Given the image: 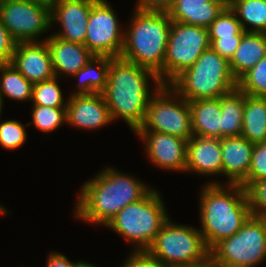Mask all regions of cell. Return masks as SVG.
<instances>
[{
    "instance_id": "obj_27",
    "label": "cell",
    "mask_w": 266,
    "mask_h": 267,
    "mask_svg": "<svg viewBox=\"0 0 266 267\" xmlns=\"http://www.w3.org/2000/svg\"><path fill=\"white\" fill-rule=\"evenodd\" d=\"M33 83L28 81L12 64L0 65V95L16 102L32 99Z\"/></svg>"
},
{
    "instance_id": "obj_23",
    "label": "cell",
    "mask_w": 266,
    "mask_h": 267,
    "mask_svg": "<svg viewBox=\"0 0 266 267\" xmlns=\"http://www.w3.org/2000/svg\"><path fill=\"white\" fill-rule=\"evenodd\" d=\"M110 60L108 56H94L89 60L72 76L78 82L75 83L77 89L71 95L102 93L108 82Z\"/></svg>"
},
{
    "instance_id": "obj_5",
    "label": "cell",
    "mask_w": 266,
    "mask_h": 267,
    "mask_svg": "<svg viewBox=\"0 0 266 267\" xmlns=\"http://www.w3.org/2000/svg\"><path fill=\"white\" fill-rule=\"evenodd\" d=\"M158 191L153 188L139 201L128 204L105 226L131 243L132 252H146L170 218Z\"/></svg>"
},
{
    "instance_id": "obj_8",
    "label": "cell",
    "mask_w": 266,
    "mask_h": 267,
    "mask_svg": "<svg viewBox=\"0 0 266 267\" xmlns=\"http://www.w3.org/2000/svg\"><path fill=\"white\" fill-rule=\"evenodd\" d=\"M266 261V220L251 215L231 237L210 250L213 267H259Z\"/></svg>"
},
{
    "instance_id": "obj_7",
    "label": "cell",
    "mask_w": 266,
    "mask_h": 267,
    "mask_svg": "<svg viewBox=\"0 0 266 267\" xmlns=\"http://www.w3.org/2000/svg\"><path fill=\"white\" fill-rule=\"evenodd\" d=\"M172 221L162 226L146 251L167 267H205L210 264V250L198 228Z\"/></svg>"
},
{
    "instance_id": "obj_21",
    "label": "cell",
    "mask_w": 266,
    "mask_h": 267,
    "mask_svg": "<svg viewBox=\"0 0 266 267\" xmlns=\"http://www.w3.org/2000/svg\"><path fill=\"white\" fill-rule=\"evenodd\" d=\"M188 102L193 134L199 137L220 139L221 97Z\"/></svg>"
},
{
    "instance_id": "obj_10",
    "label": "cell",
    "mask_w": 266,
    "mask_h": 267,
    "mask_svg": "<svg viewBox=\"0 0 266 267\" xmlns=\"http://www.w3.org/2000/svg\"><path fill=\"white\" fill-rule=\"evenodd\" d=\"M209 48L208 28L172 20L163 63V85H170Z\"/></svg>"
},
{
    "instance_id": "obj_6",
    "label": "cell",
    "mask_w": 266,
    "mask_h": 267,
    "mask_svg": "<svg viewBox=\"0 0 266 267\" xmlns=\"http://www.w3.org/2000/svg\"><path fill=\"white\" fill-rule=\"evenodd\" d=\"M170 86L187 101L214 99L237 88L229 61L211 47L181 73Z\"/></svg>"
},
{
    "instance_id": "obj_9",
    "label": "cell",
    "mask_w": 266,
    "mask_h": 267,
    "mask_svg": "<svg viewBox=\"0 0 266 267\" xmlns=\"http://www.w3.org/2000/svg\"><path fill=\"white\" fill-rule=\"evenodd\" d=\"M136 131L161 132L188 141L194 135L189 102L170 85H161L151 96L145 120Z\"/></svg>"
},
{
    "instance_id": "obj_28",
    "label": "cell",
    "mask_w": 266,
    "mask_h": 267,
    "mask_svg": "<svg viewBox=\"0 0 266 267\" xmlns=\"http://www.w3.org/2000/svg\"><path fill=\"white\" fill-rule=\"evenodd\" d=\"M59 77H53L52 79L36 82L33 84L32 89V105H41L52 108H66L68 103L67 99H64V91L59 83Z\"/></svg>"
},
{
    "instance_id": "obj_19",
    "label": "cell",
    "mask_w": 266,
    "mask_h": 267,
    "mask_svg": "<svg viewBox=\"0 0 266 267\" xmlns=\"http://www.w3.org/2000/svg\"><path fill=\"white\" fill-rule=\"evenodd\" d=\"M51 54L53 70L56 77L73 76L84 67L95 55L83 44L70 42L52 34L43 39Z\"/></svg>"
},
{
    "instance_id": "obj_29",
    "label": "cell",
    "mask_w": 266,
    "mask_h": 267,
    "mask_svg": "<svg viewBox=\"0 0 266 267\" xmlns=\"http://www.w3.org/2000/svg\"><path fill=\"white\" fill-rule=\"evenodd\" d=\"M31 111L32 121L25 125H34V127L38 131H41V133L43 132L48 135L58 130L64 123H67L66 108L32 105Z\"/></svg>"
},
{
    "instance_id": "obj_33",
    "label": "cell",
    "mask_w": 266,
    "mask_h": 267,
    "mask_svg": "<svg viewBox=\"0 0 266 267\" xmlns=\"http://www.w3.org/2000/svg\"><path fill=\"white\" fill-rule=\"evenodd\" d=\"M263 179H266V141L254 145L248 175L240 185L247 190L254 182Z\"/></svg>"
},
{
    "instance_id": "obj_3",
    "label": "cell",
    "mask_w": 266,
    "mask_h": 267,
    "mask_svg": "<svg viewBox=\"0 0 266 267\" xmlns=\"http://www.w3.org/2000/svg\"><path fill=\"white\" fill-rule=\"evenodd\" d=\"M199 219L204 242L211 250L234 235L252 215L247 190L240 184L212 180L200 189Z\"/></svg>"
},
{
    "instance_id": "obj_11",
    "label": "cell",
    "mask_w": 266,
    "mask_h": 267,
    "mask_svg": "<svg viewBox=\"0 0 266 267\" xmlns=\"http://www.w3.org/2000/svg\"><path fill=\"white\" fill-rule=\"evenodd\" d=\"M0 18L17 42L44 41L51 29L50 4L36 0H0Z\"/></svg>"
},
{
    "instance_id": "obj_42",
    "label": "cell",
    "mask_w": 266,
    "mask_h": 267,
    "mask_svg": "<svg viewBox=\"0 0 266 267\" xmlns=\"http://www.w3.org/2000/svg\"><path fill=\"white\" fill-rule=\"evenodd\" d=\"M7 212H9L8 209L0 204V215L6 214Z\"/></svg>"
},
{
    "instance_id": "obj_34",
    "label": "cell",
    "mask_w": 266,
    "mask_h": 267,
    "mask_svg": "<svg viewBox=\"0 0 266 267\" xmlns=\"http://www.w3.org/2000/svg\"><path fill=\"white\" fill-rule=\"evenodd\" d=\"M247 194L252 215L266 220V179L254 182Z\"/></svg>"
},
{
    "instance_id": "obj_36",
    "label": "cell",
    "mask_w": 266,
    "mask_h": 267,
    "mask_svg": "<svg viewBox=\"0 0 266 267\" xmlns=\"http://www.w3.org/2000/svg\"><path fill=\"white\" fill-rule=\"evenodd\" d=\"M17 41L11 36L0 18V65L12 61Z\"/></svg>"
},
{
    "instance_id": "obj_22",
    "label": "cell",
    "mask_w": 266,
    "mask_h": 267,
    "mask_svg": "<svg viewBox=\"0 0 266 267\" xmlns=\"http://www.w3.org/2000/svg\"><path fill=\"white\" fill-rule=\"evenodd\" d=\"M266 56V33L245 32L229 61L231 72L238 81Z\"/></svg>"
},
{
    "instance_id": "obj_32",
    "label": "cell",
    "mask_w": 266,
    "mask_h": 267,
    "mask_svg": "<svg viewBox=\"0 0 266 267\" xmlns=\"http://www.w3.org/2000/svg\"><path fill=\"white\" fill-rule=\"evenodd\" d=\"M26 126L17 120L0 122V147L5 150H16L27 140Z\"/></svg>"
},
{
    "instance_id": "obj_12",
    "label": "cell",
    "mask_w": 266,
    "mask_h": 267,
    "mask_svg": "<svg viewBox=\"0 0 266 267\" xmlns=\"http://www.w3.org/2000/svg\"><path fill=\"white\" fill-rule=\"evenodd\" d=\"M111 3L98 0L91 8L84 45L95 56L119 57L124 45V28Z\"/></svg>"
},
{
    "instance_id": "obj_13",
    "label": "cell",
    "mask_w": 266,
    "mask_h": 267,
    "mask_svg": "<svg viewBox=\"0 0 266 267\" xmlns=\"http://www.w3.org/2000/svg\"><path fill=\"white\" fill-rule=\"evenodd\" d=\"M145 145L148 161L163 170L185 172L188 141L170 134L152 131H135Z\"/></svg>"
},
{
    "instance_id": "obj_2",
    "label": "cell",
    "mask_w": 266,
    "mask_h": 267,
    "mask_svg": "<svg viewBox=\"0 0 266 267\" xmlns=\"http://www.w3.org/2000/svg\"><path fill=\"white\" fill-rule=\"evenodd\" d=\"M161 85L151 71L120 56L112 57L102 92L112 121L124 120L134 133L143 124L150 98Z\"/></svg>"
},
{
    "instance_id": "obj_20",
    "label": "cell",
    "mask_w": 266,
    "mask_h": 267,
    "mask_svg": "<svg viewBox=\"0 0 266 267\" xmlns=\"http://www.w3.org/2000/svg\"><path fill=\"white\" fill-rule=\"evenodd\" d=\"M230 1L173 0L167 11L173 21L209 28Z\"/></svg>"
},
{
    "instance_id": "obj_39",
    "label": "cell",
    "mask_w": 266,
    "mask_h": 267,
    "mask_svg": "<svg viewBox=\"0 0 266 267\" xmlns=\"http://www.w3.org/2000/svg\"><path fill=\"white\" fill-rule=\"evenodd\" d=\"M49 254L46 261V267H73L74 265L75 261H70L67 256L60 252L51 251Z\"/></svg>"
},
{
    "instance_id": "obj_14",
    "label": "cell",
    "mask_w": 266,
    "mask_h": 267,
    "mask_svg": "<svg viewBox=\"0 0 266 267\" xmlns=\"http://www.w3.org/2000/svg\"><path fill=\"white\" fill-rule=\"evenodd\" d=\"M97 1L52 0L50 3L51 29L54 24L60 25V30L53 32L52 35L84 45L90 11Z\"/></svg>"
},
{
    "instance_id": "obj_35",
    "label": "cell",
    "mask_w": 266,
    "mask_h": 267,
    "mask_svg": "<svg viewBox=\"0 0 266 267\" xmlns=\"http://www.w3.org/2000/svg\"><path fill=\"white\" fill-rule=\"evenodd\" d=\"M244 34L245 31L242 29L237 35H234L232 37L209 38L210 47L221 57L230 61L236 49L238 48Z\"/></svg>"
},
{
    "instance_id": "obj_41",
    "label": "cell",
    "mask_w": 266,
    "mask_h": 267,
    "mask_svg": "<svg viewBox=\"0 0 266 267\" xmlns=\"http://www.w3.org/2000/svg\"><path fill=\"white\" fill-rule=\"evenodd\" d=\"M4 100H3V98H2V96L0 95V118H1V115H2V109H3V107H4ZM1 121V120H0Z\"/></svg>"
},
{
    "instance_id": "obj_18",
    "label": "cell",
    "mask_w": 266,
    "mask_h": 267,
    "mask_svg": "<svg viewBox=\"0 0 266 267\" xmlns=\"http://www.w3.org/2000/svg\"><path fill=\"white\" fill-rule=\"evenodd\" d=\"M254 145L241 135L221 139L222 176L228 179L224 184H241L246 179Z\"/></svg>"
},
{
    "instance_id": "obj_24",
    "label": "cell",
    "mask_w": 266,
    "mask_h": 267,
    "mask_svg": "<svg viewBox=\"0 0 266 267\" xmlns=\"http://www.w3.org/2000/svg\"><path fill=\"white\" fill-rule=\"evenodd\" d=\"M241 136L254 144L266 141V97L245 94Z\"/></svg>"
},
{
    "instance_id": "obj_16",
    "label": "cell",
    "mask_w": 266,
    "mask_h": 267,
    "mask_svg": "<svg viewBox=\"0 0 266 267\" xmlns=\"http://www.w3.org/2000/svg\"><path fill=\"white\" fill-rule=\"evenodd\" d=\"M11 63L33 84L55 77L46 41L17 42Z\"/></svg>"
},
{
    "instance_id": "obj_38",
    "label": "cell",
    "mask_w": 266,
    "mask_h": 267,
    "mask_svg": "<svg viewBox=\"0 0 266 267\" xmlns=\"http://www.w3.org/2000/svg\"><path fill=\"white\" fill-rule=\"evenodd\" d=\"M173 0H137L136 10L167 12L172 6Z\"/></svg>"
},
{
    "instance_id": "obj_17",
    "label": "cell",
    "mask_w": 266,
    "mask_h": 267,
    "mask_svg": "<svg viewBox=\"0 0 266 267\" xmlns=\"http://www.w3.org/2000/svg\"><path fill=\"white\" fill-rule=\"evenodd\" d=\"M201 176L222 175L221 139L193 135L187 143V162L185 173Z\"/></svg>"
},
{
    "instance_id": "obj_15",
    "label": "cell",
    "mask_w": 266,
    "mask_h": 267,
    "mask_svg": "<svg viewBox=\"0 0 266 267\" xmlns=\"http://www.w3.org/2000/svg\"><path fill=\"white\" fill-rule=\"evenodd\" d=\"M66 120V124L85 130H97L113 122L102 93L70 94Z\"/></svg>"
},
{
    "instance_id": "obj_37",
    "label": "cell",
    "mask_w": 266,
    "mask_h": 267,
    "mask_svg": "<svg viewBox=\"0 0 266 267\" xmlns=\"http://www.w3.org/2000/svg\"><path fill=\"white\" fill-rule=\"evenodd\" d=\"M122 263L124 267H167L159 260L152 258L147 252L129 253Z\"/></svg>"
},
{
    "instance_id": "obj_31",
    "label": "cell",
    "mask_w": 266,
    "mask_h": 267,
    "mask_svg": "<svg viewBox=\"0 0 266 267\" xmlns=\"http://www.w3.org/2000/svg\"><path fill=\"white\" fill-rule=\"evenodd\" d=\"M208 30L209 38H227L237 35L242 27L235 12L228 5L211 23Z\"/></svg>"
},
{
    "instance_id": "obj_43",
    "label": "cell",
    "mask_w": 266,
    "mask_h": 267,
    "mask_svg": "<svg viewBox=\"0 0 266 267\" xmlns=\"http://www.w3.org/2000/svg\"><path fill=\"white\" fill-rule=\"evenodd\" d=\"M36 1H39V2H45V3L50 4L52 0H36Z\"/></svg>"
},
{
    "instance_id": "obj_30",
    "label": "cell",
    "mask_w": 266,
    "mask_h": 267,
    "mask_svg": "<svg viewBox=\"0 0 266 267\" xmlns=\"http://www.w3.org/2000/svg\"><path fill=\"white\" fill-rule=\"evenodd\" d=\"M237 88L248 96L266 97V56L237 81Z\"/></svg>"
},
{
    "instance_id": "obj_26",
    "label": "cell",
    "mask_w": 266,
    "mask_h": 267,
    "mask_svg": "<svg viewBox=\"0 0 266 267\" xmlns=\"http://www.w3.org/2000/svg\"><path fill=\"white\" fill-rule=\"evenodd\" d=\"M229 7L235 12L245 32L266 33L264 0H230Z\"/></svg>"
},
{
    "instance_id": "obj_1",
    "label": "cell",
    "mask_w": 266,
    "mask_h": 267,
    "mask_svg": "<svg viewBox=\"0 0 266 267\" xmlns=\"http://www.w3.org/2000/svg\"><path fill=\"white\" fill-rule=\"evenodd\" d=\"M131 173L105 167L84 182L74 206V217L80 222L106 226L125 206L145 197L152 189Z\"/></svg>"
},
{
    "instance_id": "obj_40",
    "label": "cell",
    "mask_w": 266,
    "mask_h": 267,
    "mask_svg": "<svg viewBox=\"0 0 266 267\" xmlns=\"http://www.w3.org/2000/svg\"><path fill=\"white\" fill-rule=\"evenodd\" d=\"M73 267H97L95 264H91L90 262H85L83 260H77V262H74Z\"/></svg>"
},
{
    "instance_id": "obj_4",
    "label": "cell",
    "mask_w": 266,
    "mask_h": 267,
    "mask_svg": "<svg viewBox=\"0 0 266 267\" xmlns=\"http://www.w3.org/2000/svg\"><path fill=\"white\" fill-rule=\"evenodd\" d=\"M133 10L120 57L151 71L163 85V63L172 20L167 12Z\"/></svg>"
},
{
    "instance_id": "obj_25",
    "label": "cell",
    "mask_w": 266,
    "mask_h": 267,
    "mask_svg": "<svg viewBox=\"0 0 266 267\" xmlns=\"http://www.w3.org/2000/svg\"><path fill=\"white\" fill-rule=\"evenodd\" d=\"M245 94L238 88L221 96L220 139L240 136L243 129Z\"/></svg>"
}]
</instances>
